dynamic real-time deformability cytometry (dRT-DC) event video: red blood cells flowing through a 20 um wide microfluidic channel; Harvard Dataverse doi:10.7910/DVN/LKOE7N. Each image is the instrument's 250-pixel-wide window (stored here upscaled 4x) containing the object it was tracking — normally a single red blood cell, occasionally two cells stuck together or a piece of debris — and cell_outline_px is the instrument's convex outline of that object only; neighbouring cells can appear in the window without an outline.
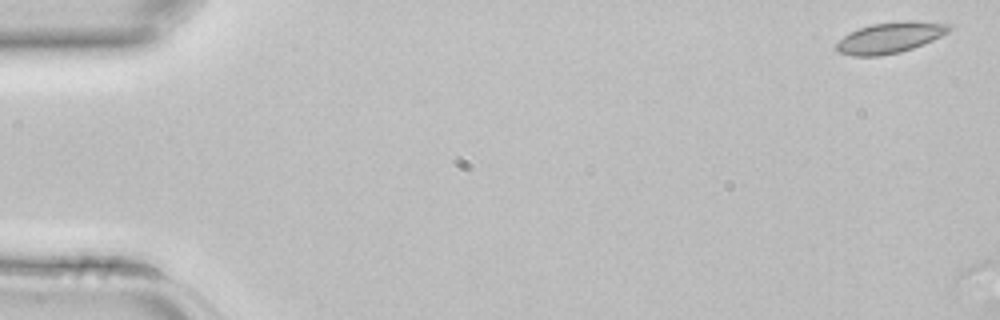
{"species": "common noctule bat (a hibernating species)", "species_latin": "Nyctalus noctula", "temperature_condition": "room temperature", "stored_images_in_passage": 2, "camera_frame_rate_fps": 3000, "um_per_image_px": 0.085, "animal": {"sex": "female", "body_mass_g": 22.7, "forearm_length_mm": 54.2}, "frame": {"image": 1, "passage_image": 1, "time_ms": 0.0, "image_size_px": [1000, 320], "cell_outline_px": [[952, 28], [948, 32], [932, 40], [912, 48], [900, 52], [880, 56], [852, 56], [840, 52], [836, 48], [836, 44], [844, 36], [860, 28], [872, 24], [904, 20], [916, 20], [952, 24]], "centroid_in_image_um": [75.7, 3.18], "position_along_channel_um": 9.3, "area_um2": 20.17}}